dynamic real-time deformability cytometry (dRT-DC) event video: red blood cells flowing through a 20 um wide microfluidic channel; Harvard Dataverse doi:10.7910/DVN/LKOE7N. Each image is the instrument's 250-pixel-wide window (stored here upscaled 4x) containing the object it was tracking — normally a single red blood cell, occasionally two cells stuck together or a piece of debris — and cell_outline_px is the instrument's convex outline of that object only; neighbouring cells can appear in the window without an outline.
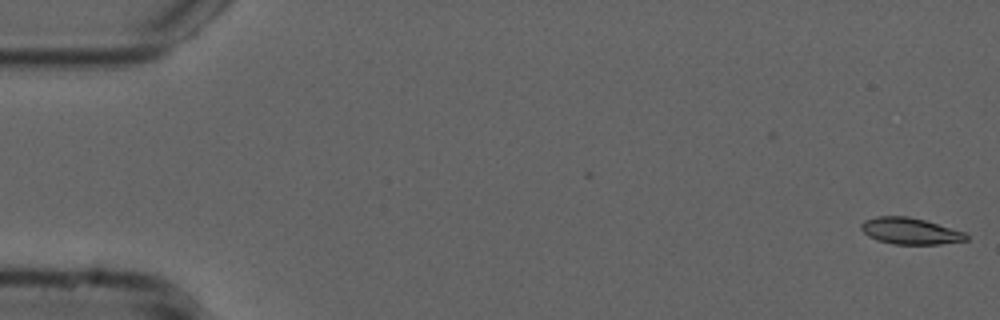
{"species": "common noctule bat (a hibernating species)", "species_latin": "Nyctalus noctula", "temperature_condition": "cold", "stored_images_in_passage": 54, "camera_frame_rate_fps": 3000, "um_per_image_px": 0.085, "animal": {"sex": "male", "forearm_length_mm": 52.5}, "frame": {"image": 1, "passage_image": 1, "time_ms": 0.0, "image_size_px": [1000, 320], "cell_outline_px": [[968, 240], [940, 244], [892, 244], [876, 240], [868, 236], [860, 228], [860, 224], [864, 220], [876, 216], [908, 216], [924, 220], [964, 232], [968, 236]], "centroid_in_image_um": [77.32, 19.64], "position_along_channel_um": 7.7, "area_um2": 16.18}}
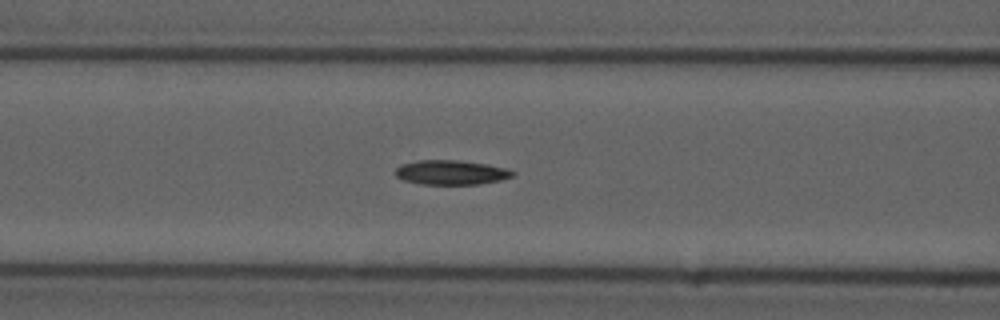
{"frame": {"image": 2, "passage_image": 22, "time_ms": 7.0, "image_size_px": [1000, 320], "cell_outline_px": [[516, 172], [512, 176], [500, 180], [480, 184], [420, 184], [404, 180], [396, 176], [396, 168], [400, 164], [420, 160], [456, 160], [488, 164], [504, 168]], "centroid_in_image_um": [38.33, 14.65], "position_along_channel_um": 128.3, "area_um2": 16.65}}
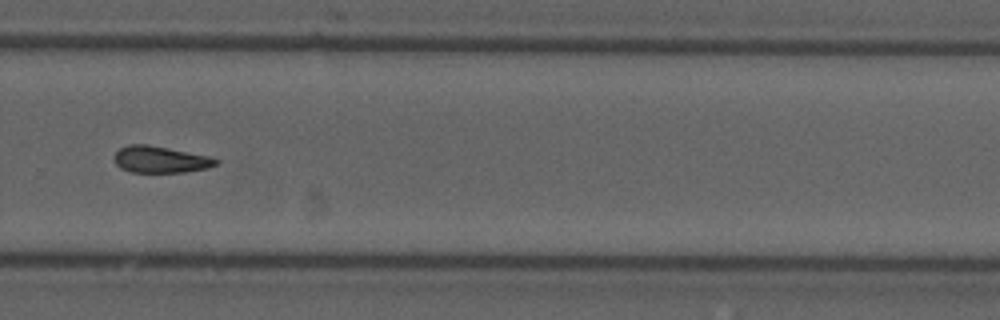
{"frame": {"image": 3, "passage_image": 37, "time_ms": 12.0, "image_size_px": [1000, 320], "cell_outline_px": [[220, 164], [208, 168], [184, 172], [132, 172], [120, 168], [116, 164], [112, 156], [120, 148], [128, 144], [148, 144], [208, 156], [220, 160]], "centroid_in_image_um": [13.62, 13.56], "position_along_channel_um": 316.2, "area_um2": 15.9}}